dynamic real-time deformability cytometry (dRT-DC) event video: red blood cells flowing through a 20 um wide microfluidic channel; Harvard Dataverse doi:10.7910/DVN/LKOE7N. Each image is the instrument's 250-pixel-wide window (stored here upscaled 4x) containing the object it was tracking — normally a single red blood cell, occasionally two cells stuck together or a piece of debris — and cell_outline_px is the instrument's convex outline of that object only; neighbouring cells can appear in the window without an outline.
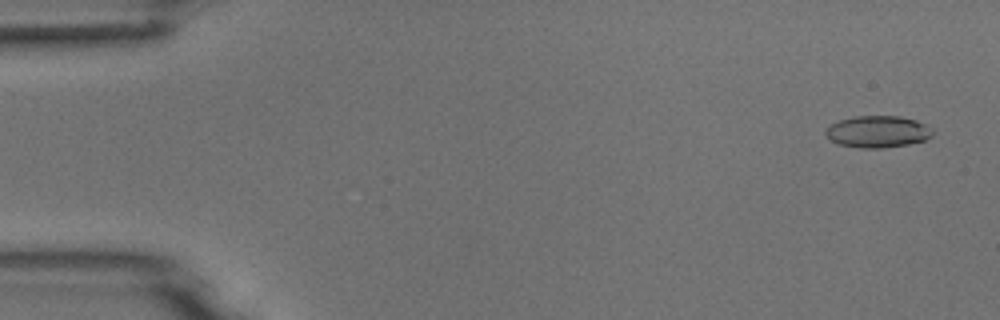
{"species": "common noctule bat (a hibernating species)", "species_latin": "Nyctalus noctula", "temperature_condition": "room temperature", "stored_images_in_passage": 5, "camera_frame_rate_fps": 3000, "um_per_image_px": 0.085, "animal": {"sex": "male", "body_mass_g": 18.8}, "frame": {"image": 1, "passage_image": 1, "time_ms": 0.0, "image_size_px": [1000, 320], "cell_outline_px": [[932, 136], [924, 140], [908, 144], [884, 148], [860, 148], [840, 144], [832, 140], [824, 132], [832, 124], [840, 120], [856, 116], [900, 116], [916, 120], [932, 128]], "centroid_in_image_um": [74.63, 11.19], "position_along_channel_um": 10.4, "area_um2": 19.59}}
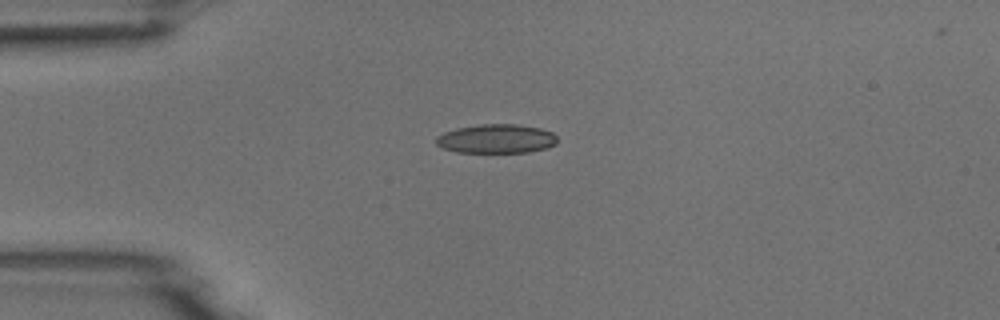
{"frame": {"image": 2, "passage_image": 3, "time_ms": 3.667, "image_size_px": [1000, 320], "cell_outline_px": [[556, 144], [544, 148], [528, 152], [456, 152], [444, 148], [436, 144], [436, 136], [444, 132], [456, 128], [480, 124], [516, 124], [540, 128], [552, 132], [556, 136]], "centroid_in_image_um": [42.17, 11.79], "position_along_channel_um": 42.8, "area_um2": 20.4}}